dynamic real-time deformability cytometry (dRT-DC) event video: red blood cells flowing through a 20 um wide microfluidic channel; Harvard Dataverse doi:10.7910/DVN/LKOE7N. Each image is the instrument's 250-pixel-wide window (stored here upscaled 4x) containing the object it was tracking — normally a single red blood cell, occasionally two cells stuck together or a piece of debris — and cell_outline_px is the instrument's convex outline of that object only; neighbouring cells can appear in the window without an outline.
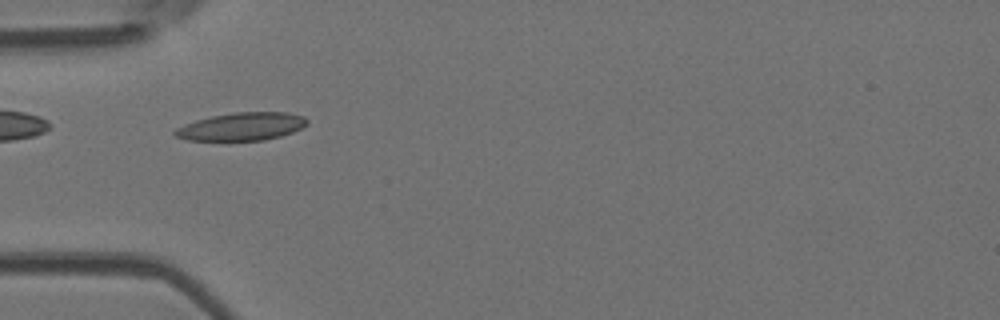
{"species": "Egyptian fruit bat (a non-hibernating species)", "species_latin": "Rousettus aegyptiacus", "temperature_condition": "room temperature", "stored_images_in_passage": 1, "camera_frame_rate_fps": 3000, "um_per_image_px": 0.085, "animal": {"sex": "female"}, "frame": {"image": 1, "passage_image": 1, "time_ms": 0.0, "image_size_px": [1000, 320], "cell_outline_px": [[308, 124], [292, 132], [280, 136], [264, 140], [188, 140], [176, 136], [172, 132], [176, 128], [184, 124], [196, 120], [212, 116], [236, 112], [288, 112], [304, 116], [308, 120]], "centroid_in_image_um": [20.56, 10.75], "position_along_channel_um": 64.4, "area_um2": 21.39}}